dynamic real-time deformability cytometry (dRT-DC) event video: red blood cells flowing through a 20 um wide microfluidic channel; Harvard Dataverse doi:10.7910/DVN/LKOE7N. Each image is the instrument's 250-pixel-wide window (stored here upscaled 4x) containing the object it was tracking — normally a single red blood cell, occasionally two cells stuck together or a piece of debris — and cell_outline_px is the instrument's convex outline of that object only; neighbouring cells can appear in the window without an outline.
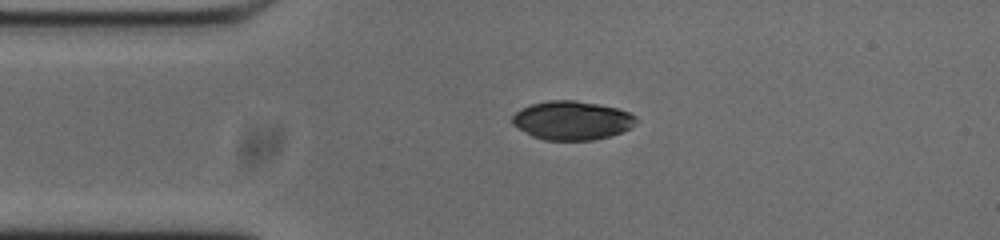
{"species": "common noctule bat (a hibernating species)", "species_latin": "Nyctalus noctula", "temperature_condition": "cold", "stored_images_in_passage": 43, "camera_frame_rate_fps": 3000, "um_per_image_px": 0.085, "animal": {"sex": "male", "body_mass_g": 20.0, "forearm_length_mm": 53.3}, "frame": {"image": 1, "passage_image": 1, "time_ms": 0.0, "image_size_px": [1000, 240], "cell_outline_px": [[636, 120], [632, 128], [608, 136], [592, 140], [544, 140], [532, 136], [512, 124], [512, 116], [520, 108], [532, 104], [548, 100], [572, 100], [596, 104], [616, 108], [628, 112], [636, 116]], "centroid_in_image_um": [48.59, 10.24], "position_along_channel_um": 36.4, "area_um2": 27.8}}
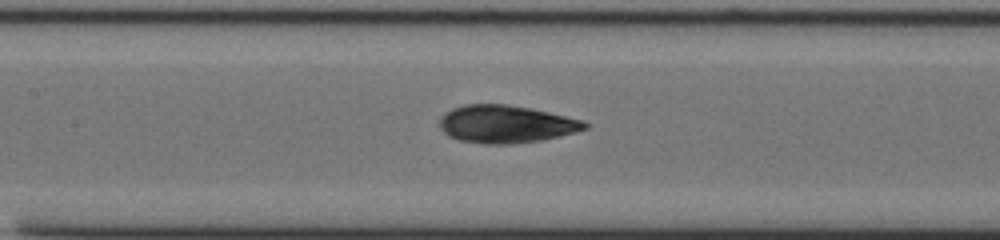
{"frame": {"image": 2, "passage_image": 13, "time_ms": 4.0, "image_size_px": [1000, 240], "cell_outline_px": [[588, 128], [544, 140], [512, 144], [484, 144], [460, 140], [448, 136], [440, 128], [440, 116], [444, 112], [452, 108], [464, 104], [504, 104], [532, 108], [584, 120], [588, 124]], "centroid_in_image_um": [42.99, 10.54], "position_along_channel_um": 164.4, "area_um2": 32.08}}
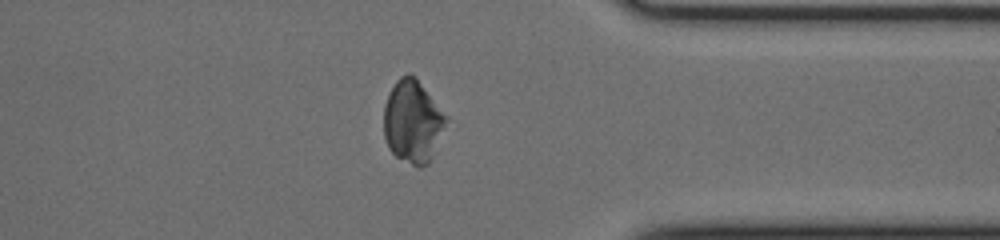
{"frame": {"image": 3, "passage_image": 31, "time_ms": 10.0, "image_size_px": [1000, 240], "cell_outline_px": [[448, 120], [436, 152], [432, 160], [424, 168], [416, 168], [396, 156], [388, 148], [384, 136], [384, 104], [396, 80], [400, 76], [408, 72], [416, 76], [448, 116]], "centroid_in_image_um": [35.11, 10.35], "position_along_channel_um": 376.3, "area_um2": 30.81}}